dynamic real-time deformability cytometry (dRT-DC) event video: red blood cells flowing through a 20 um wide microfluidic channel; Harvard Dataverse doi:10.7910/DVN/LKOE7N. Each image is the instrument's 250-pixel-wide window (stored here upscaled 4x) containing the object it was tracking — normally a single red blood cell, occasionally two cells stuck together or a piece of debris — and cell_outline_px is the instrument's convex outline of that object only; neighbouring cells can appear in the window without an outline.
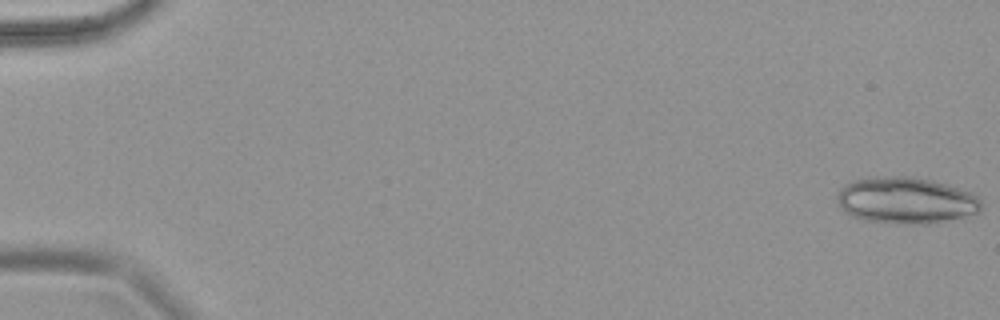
{"species": "common noctule bat (a hibernating species)", "species_latin": "Nyctalus noctula", "temperature_condition": "warm", "stored_images_in_passage": 28, "camera_frame_rate_fps": 3000, "um_per_image_px": 0.085, "animal": {"sex": "female", "body_mass_g": 18.4}, "frame": {"image": 1, "passage_image": 1, "time_ms": 0.0, "image_size_px": [1000, 320], "cell_outline_px": [[980, 212], [936, 224], [900, 224], [864, 220], [852, 216], [844, 212], [840, 208], [836, 196], [840, 188], [844, 184], [856, 180], [876, 176], [912, 176], [932, 180], [972, 192], [980, 200]], "centroid_in_image_um": [76.99, 17.04], "position_along_channel_um": 8.0, "area_um2": 39.48}}